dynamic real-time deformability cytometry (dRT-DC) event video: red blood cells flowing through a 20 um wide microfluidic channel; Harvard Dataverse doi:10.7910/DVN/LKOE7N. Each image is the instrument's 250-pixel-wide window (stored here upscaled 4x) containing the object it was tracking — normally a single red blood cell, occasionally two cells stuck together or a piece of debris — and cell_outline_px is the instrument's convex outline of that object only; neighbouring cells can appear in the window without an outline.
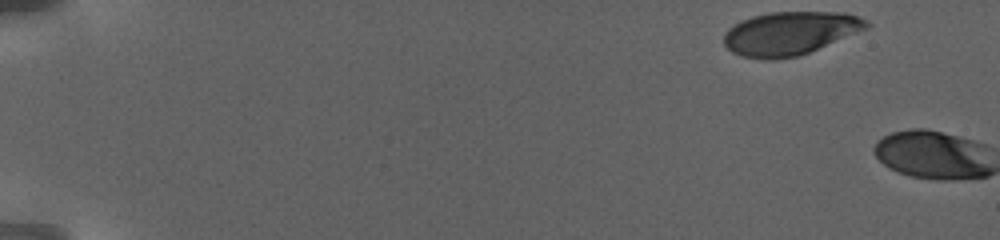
{"species": "human", "species_latin": "Homo sapiens", "temperature_condition": "warm", "stored_images_in_passage": 2, "camera_frame_rate_fps": 3000, "um_per_image_px": 0.085, "donor": {"sex": "female"}, "frame": {"image": 1, "passage_image": 1, "time_ms": 0.0, "image_size_px": [1000, 240], "cell_outline_px": [[872, 24], [868, 28], [808, 52], [796, 56], [772, 60], [740, 56], [732, 52], [724, 44], [724, 32], [732, 24], [740, 20], [752, 16], [768, 12], [844, 12], [868, 20]], "centroid_in_image_um": [67.12, 2.81], "position_along_channel_um": 17.9, "area_um2": 36.07}}